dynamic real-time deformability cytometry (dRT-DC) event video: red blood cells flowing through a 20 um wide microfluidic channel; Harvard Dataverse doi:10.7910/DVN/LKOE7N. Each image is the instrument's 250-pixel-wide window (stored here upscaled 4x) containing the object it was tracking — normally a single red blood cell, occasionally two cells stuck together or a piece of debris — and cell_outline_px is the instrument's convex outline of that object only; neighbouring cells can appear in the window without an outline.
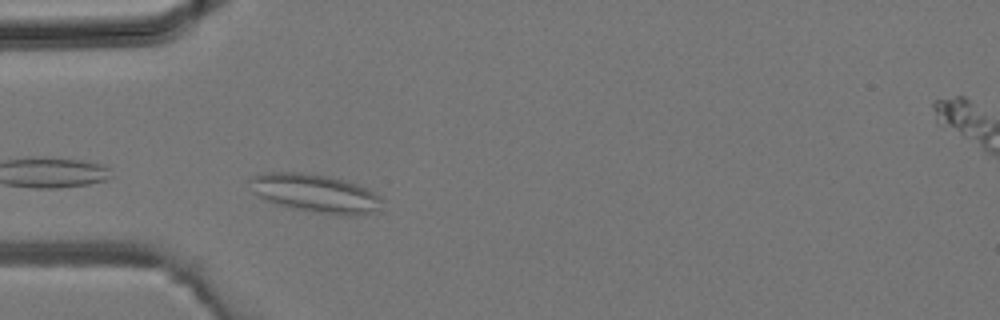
{"species": "common noctule bat (a hibernating species)", "species_latin": "Nyctalus noctula", "temperature_condition": "room temperature", "stored_images_in_passage": 3, "camera_frame_rate_fps": 3000, "um_per_image_px": 0.085, "animal": {"sex": "male", "body_mass_g": 19.2, "forearm_length_mm": 51.8}, "frame": {"image": 1, "passage_image": 2, "time_ms": 0.333, "image_size_px": [1000, 320], "cell_outline_px": [[384, 200], [380, 212], [360, 216], [340, 216], [292, 208], [268, 200], [252, 192], [248, 180], [252, 176], [264, 172], [300, 172], [328, 176], [344, 180], [356, 184], [380, 196]], "centroid_in_image_um": [26.86, 16.45], "position_along_channel_um": 58.1, "area_um2": 29.82}}